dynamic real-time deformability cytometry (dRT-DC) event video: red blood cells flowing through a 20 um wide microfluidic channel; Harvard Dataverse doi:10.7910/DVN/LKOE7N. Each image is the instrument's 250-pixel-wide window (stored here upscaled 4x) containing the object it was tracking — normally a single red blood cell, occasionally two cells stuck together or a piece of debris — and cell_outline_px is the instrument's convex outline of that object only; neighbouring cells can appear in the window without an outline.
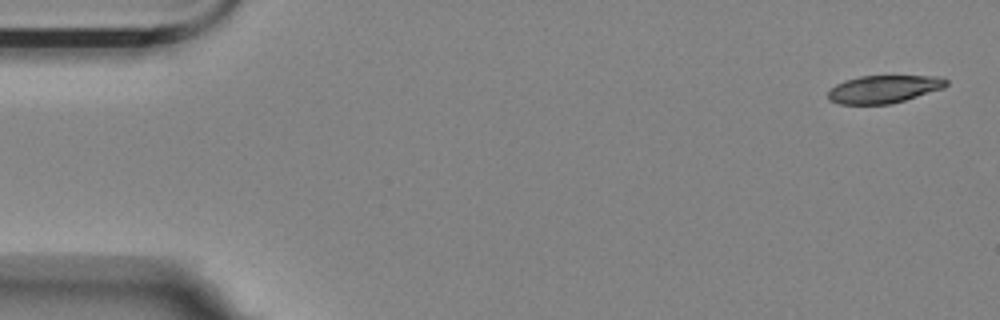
{"species": "Egyptian fruit bat (a non-hibernating species)", "species_latin": "Rousettus aegyptiacus", "temperature_condition": "room temperature", "stored_images_in_passage": 6, "camera_frame_rate_fps": 3000, "um_per_image_px": 0.085, "animal": {"sex": "female"}, "frame": {"image": 1, "passage_image": 1, "time_ms": 0.0, "image_size_px": [1000, 320], "cell_outline_px": [[948, 84], [944, 88], [892, 104], [840, 104], [828, 100], [828, 92], [836, 84], [844, 80], [860, 76], [940, 76], [948, 80]], "centroid_in_image_um": [75.13, 7.57], "position_along_channel_um": 9.9, "area_um2": 19.19}}
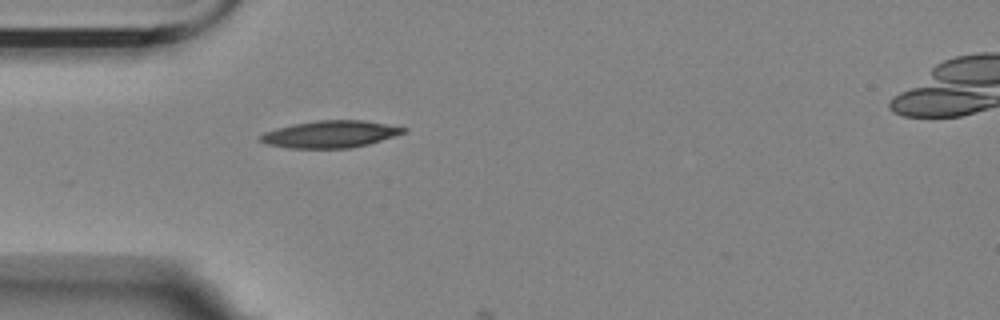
{"frame": {"image": 2, "passage_image": 5, "time_ms": 1.333, "image_size_px": [1000, 320], "cell_outline_px": [[408, 132], [368, 144], [348, 148], [288, 148], [268, 144], [260, 140], [260, 136], [264, 132], [292, 124], [316, 120], [364, 120], [388, 124], [408, 128]], "centroid_in_image_um": [28.12, 11.39], "position_along_channel_um": 56.9, "area_um2": 22.54}}